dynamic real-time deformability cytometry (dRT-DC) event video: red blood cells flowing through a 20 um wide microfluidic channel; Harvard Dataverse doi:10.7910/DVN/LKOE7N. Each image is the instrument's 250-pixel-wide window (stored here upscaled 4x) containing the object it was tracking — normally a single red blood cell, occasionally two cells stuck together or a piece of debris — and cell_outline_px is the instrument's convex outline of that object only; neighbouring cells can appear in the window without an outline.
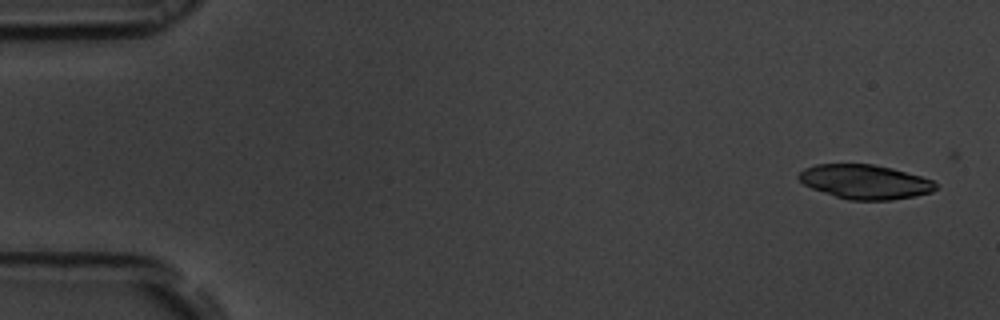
{"species": "common noctule bat (a hibernating species)", "species_latin": "Nyctalus noctula", "temperature_condition": "room temperature", "stored_images_in_passage": 10, "camera_frame_rate_fps": 3000, "um_per_image_px": 0.085, "animal": {"sex": "male", "body_mass_g": 19.5, "forearm_length_mm": 54.6}, "frame": {"image": 1, "passage_image": 1, "time_ms": 0.0, "image_size_px": [1000, 320], "cell_outline_px": [[936, 188], [932, 192], [916, 196], [892, 200], [848, 200], [812, 188], [804, 184], [796, 176], [804, 168], [816, 164], [872, 164], [892, 168], [920, 176], [932, 180], [936, 184]], "centroid_in_image_um": [73.52, 15.45], "position_along_channel_um": 11.5, "area_um2": 27.28}}